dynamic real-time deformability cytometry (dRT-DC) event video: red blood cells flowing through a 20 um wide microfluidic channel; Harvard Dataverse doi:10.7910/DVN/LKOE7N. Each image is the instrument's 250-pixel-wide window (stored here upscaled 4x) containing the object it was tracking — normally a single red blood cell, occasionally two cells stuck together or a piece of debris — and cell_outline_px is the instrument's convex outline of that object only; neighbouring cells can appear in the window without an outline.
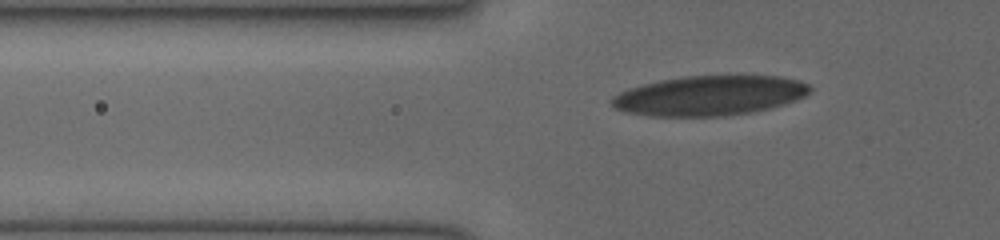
{"species": "human", "species_latin": "Homo sapiens", "temperature_condition": "cold", "stored_images_in_passage": 38, "camera_frame_rate_fps": 3000, "um_per_image_px": 0.085, "donor": {"sex": "female"}, "frame": {"image": 1, "passage_image": 7, "time_ms": 2.0, "image_size_px": [1000, 240], "cell_outline_px": [[812, 92], [796, 100], [784, 104], [752, 112], [724, 116], [648, 116], [624, 112], [616, 108], [608, 100], [612, 96], [628, 88], [660, 80], [684, 76], [780, 76], [800, 80], [808, 84], [812, 88]], "centroid_in_image_um": [60.3, 8.13], "position_along_channel_um": 65.5, "area_um2": 46.18}}
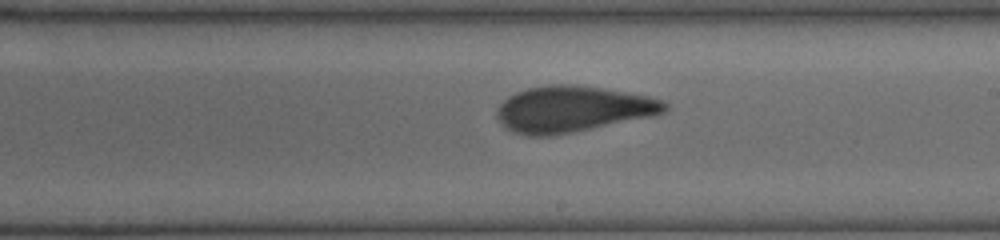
{"frame": {"image": 2, "passage_image": 20, "time_ms": 6.333, "image_size_px": [1000, 240], "cell_outline_px": [[668, 108], [664, 112], [656, 116], [572, 132], [548, 136], [528, 136], [516, 132], [508, 128], [496, 116], [496, 112], [500, 104], [508, 96], [516, 92], [528, 88], [548, 84], [572, 84], [600, 88], [648, 96], [664, 100], [668, 104]], "centroid_in_image_um": [48.71, 9.27], "position_along_channel_um": 240.3, "area_um2": 44.91}}
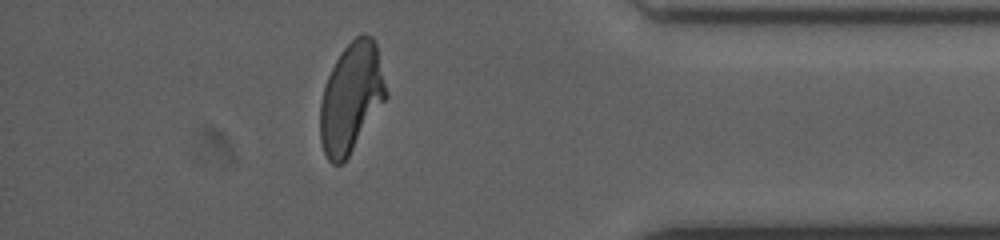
{"frame": {"image": 3, "passage_image": 33, "time_ms": 10.667, "image_size_px": [1000, 240], "cell_outline_px": [[388, 96], [348, 156], [340, 164], [332, 164], [328, 160], [324, 152], [320, 140], [320, 104], [324, 88], [328, 76], [340, 52], [356, 36], [364, 32], [372, 36], [376, 44], [388, 92]], "centroid_in_image_um": [29.86, 8.28], "position_along_channel_um": 405.3, "area_um2": 41.79}}